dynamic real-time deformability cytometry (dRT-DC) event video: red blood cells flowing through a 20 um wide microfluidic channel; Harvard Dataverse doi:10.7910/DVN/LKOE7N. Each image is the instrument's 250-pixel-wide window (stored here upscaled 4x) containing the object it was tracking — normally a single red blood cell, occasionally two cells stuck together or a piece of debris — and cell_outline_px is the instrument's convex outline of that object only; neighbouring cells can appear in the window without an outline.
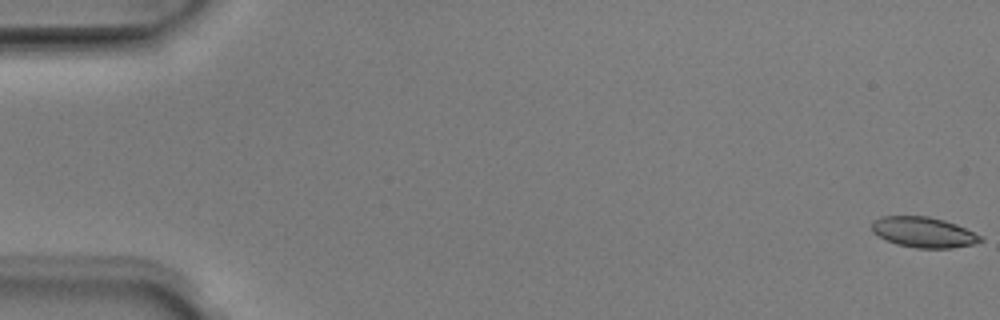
{"species": "Egyptian fruit bat (a non-hibernating species)", "species_latin": "Rousettus aegyptiacus", "temperature_condition": "room temperature", "stored_images_in_passage": 51, "camera_frame_rate_fps": 3000, "um_per_image_px": 0.085, "animal": {"sex": "male"}, "frame": {"image": 1, "passage_image": 1, "time_ms": 0.0, "image_size_px": [1000, 320], "cell_outline_px": [[984, 240], [976, 244], [952, 248], [916, 248], [896, 244], [884, 240], [872, 232], [872, 224], [880, 216], [928, 216], [944, 220], [956, 224], [980, 236]], "centroid_in_image_um": [78.49, 19.75], "position_along_channel_um": 6.5, "area_um2": 19.31}}
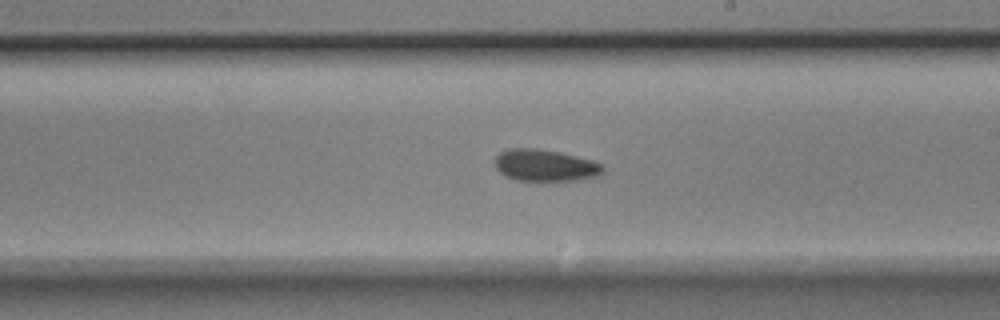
{"frame": {"image": 2, "passage_image": 30, "time_ms": 9.667, "image_size_px": [1000, 320], "cell_outline_px": [[604, 172], [600, 176], [576, 180], [516, 180], [500, 172], [496, 168], [496, 156], [504, 148], [536, 148], [560, 152], [592, 160], [604, 164]], "centroid_in_image_um": [46.38, 14.04], "position_along_channel_um": 242.6, "area_um2": 20.06}}
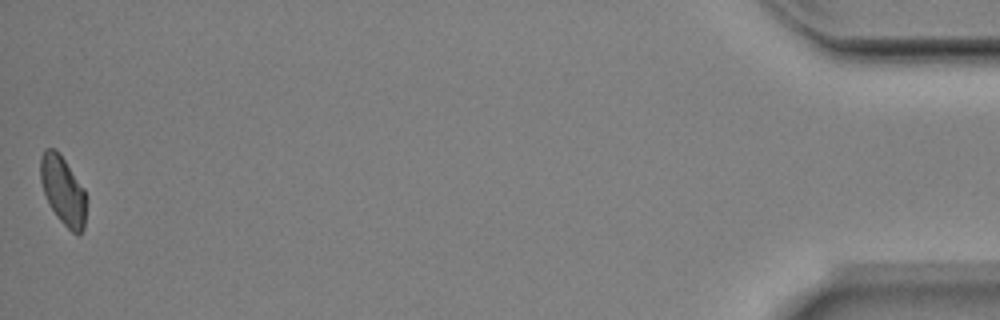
{"frame": {"image": 3, "passage_image": 51, "time_ms": 16.667, "image_size_px": [1000, 320], "cell_outline_px": [[88, 200], [84, 228], [80, 232], [72, 232], [56, 216], [44, 192], [40, 180], [40, 156], [44, 148], [52, 148], [64, 160], [84, 188], [88, 196]], "centroid_in_image_um": [5.38, 16.2], "position_along_channel_um": 429.8, "area_um2": 18.21}, "authors_computed_cell_mechanics": {"area_um2": 19.7098, "velocity_mm_per_s": 4.019, "shape_relaxation_time_tau1_ms": 2.8628, "shape_relaxation_time_tau2_ms": null, "deformation_change_tau1": 0.0898, "deformation_change_tau2": null}}